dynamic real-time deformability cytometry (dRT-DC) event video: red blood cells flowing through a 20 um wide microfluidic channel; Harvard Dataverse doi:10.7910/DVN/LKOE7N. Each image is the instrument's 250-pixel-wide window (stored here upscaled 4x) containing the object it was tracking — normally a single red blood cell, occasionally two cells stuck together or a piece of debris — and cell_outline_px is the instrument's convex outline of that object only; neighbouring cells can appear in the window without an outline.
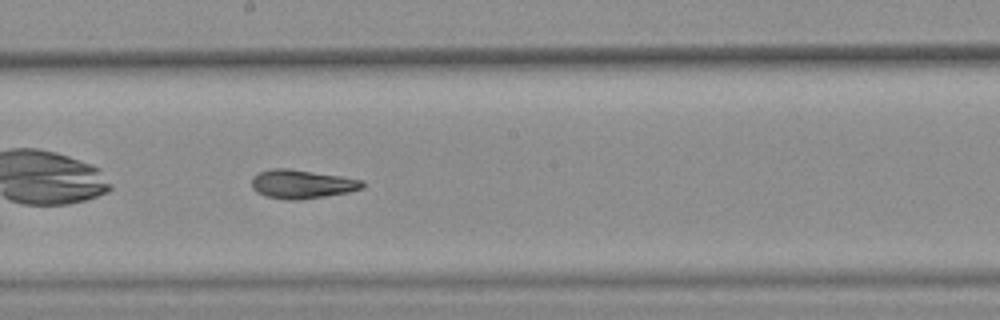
{"species": "common noctule bat (a hibernating species)", "species_latin": "Nyctalus noctula", "temperature_condition": "warm", "stored_images_in_passage": 31, "camera_frame_rate_fps": 3000, "um_per_image_px": 0.085, "animal": {"sex": "female", "body_mass_g": 25.1}, "frame": {"image": 1, "passage_image": 14, "time_ms": 4.333, "image_size_px": [1000, 320], "cell_outline_px": [[364, 188], [348, 192], [300, 200], [284, 200], [264, 196], [256, 192], [252, 188], [252, 176], [260, 172], [272, 168], [288, 168], [340, 176], [364, 180]], "centroid_in_image_um": [25.63, 15.65], "position_along_channel_um": 222.6, "area_um2": 18.67}}
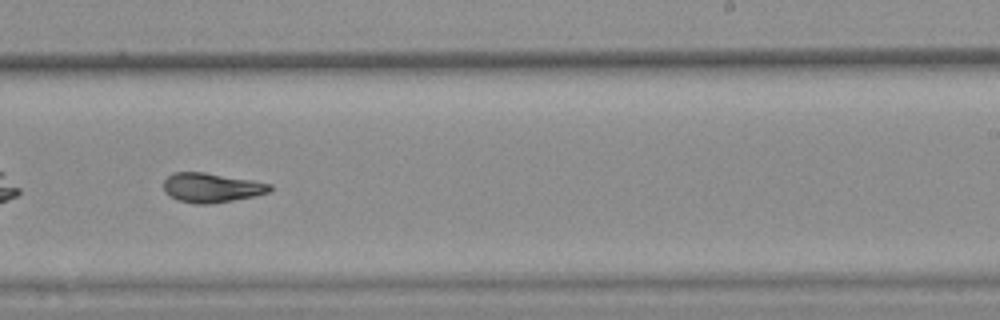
{"frame": {"image": 2, "passage_image": 18, "time_ms": 5.667, "image_size_px": [1000, 320], "cell_outline_px": [[272, 188], [268, 192], [256, 196], [212, 204], [196, 204], [176, 200], [168, 196], [164, 192], [164, 180], [172, 172], [204, 172], [252, 180], [272, 184]], "centroid_in_image_um": [17.95, 15.96], "position_along_channel_um": 271.0, "area_um2": 18.44}, "authors_computed_cell_mechanics": {"area_um2": 18.496, "velocity_mm_per_s": 3.646, "shape_relaxation_time_tau1_ms": 10.195, "shape_relaxation_time_tau2_ms": 1.8052, "deformation_change_tau1": 0.2421, "deformation_change_tau2": 0.0847}}